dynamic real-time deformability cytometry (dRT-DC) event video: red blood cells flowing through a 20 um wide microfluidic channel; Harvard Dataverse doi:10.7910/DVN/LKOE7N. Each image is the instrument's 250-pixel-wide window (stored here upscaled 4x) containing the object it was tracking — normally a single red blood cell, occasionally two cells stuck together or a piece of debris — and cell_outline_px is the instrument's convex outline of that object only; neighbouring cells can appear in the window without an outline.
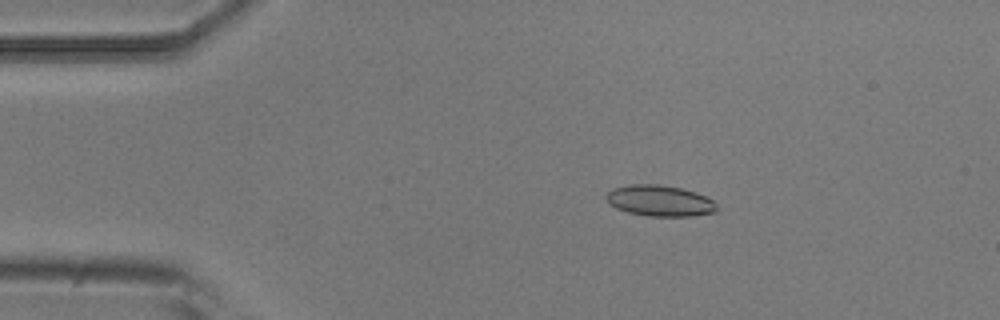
{"species": "common noctule bat (a hibernating species)", "species_latin": "Nyctalus noctula", "temperature_condition": "room temperature", "stored_images_in_passage": 6, "camera_frame_rate_fps": 3000, "um_per_image_px": 0.085, "animal": {"sex": "male", "body_mass_g": 20.5, "forearm_length_mm": 52.5}, "frame": {"image": 1, "passage_image": 3, "time_ms": 3.0, "image_size_px": [1000, 320], "cell_outline_px": [[716, 212], [692, 216], [648, 216], [628, 212], [616, 208], [608, 204], [604, 200], [604, 196], [612, 188], [632, 184], [656, 184], [680, 188], [696, 192], [712, 200], [716, 204]], "centroid_in_image_um": [56.02, 17.06], "position_along_channel_um": 29.0, "area_um2": 20.06}}
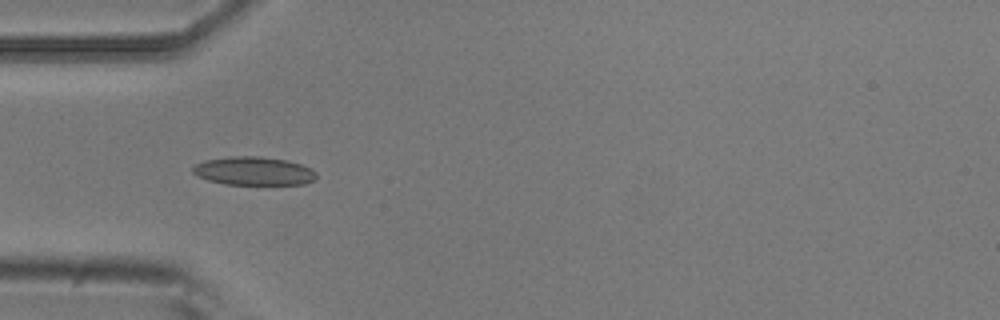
{"frame": {"image": 2, "passage_image": 5, "time_ms": 5.333, "image_size_px": [1000, 320], "cell_outline_px": [[316, 176], [312, 180], [304, 184], [224, 184], [208, 180], [196, 176], [192, 172], [192, 168], [196, 164], [204, 160], [232, 156], [260, 156], [288, 160], [312, 168], [316, 172]], "centroid_in_image_um": [21.55, 14.53], "position_along_channel_um": 63.5, "area_um2": 20.52}}
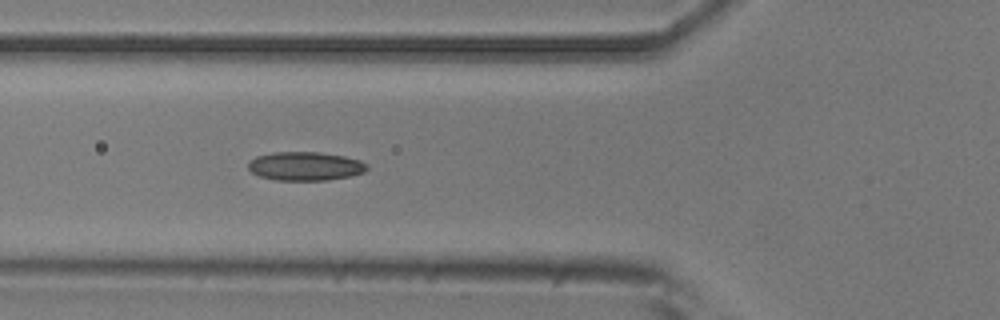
{"frame": {"image": 3, "passage_image": 6, "time_ms": 6.333, "image_size_px": [1000, 320], "cell_outline_px": [[368, 168], [364, 172], [352, 176], [328, 180], [276, 180], [260, 176], [252, 172], [248, 168], [248, 164], [256, 156], [272, 152], [320, 152], [344, 156], [360, 160], [368, 164]], "centroid_in_image_um": [25.98, 14.12], "position_along_channel_um": 99.8, "area_um2": 19.94}}